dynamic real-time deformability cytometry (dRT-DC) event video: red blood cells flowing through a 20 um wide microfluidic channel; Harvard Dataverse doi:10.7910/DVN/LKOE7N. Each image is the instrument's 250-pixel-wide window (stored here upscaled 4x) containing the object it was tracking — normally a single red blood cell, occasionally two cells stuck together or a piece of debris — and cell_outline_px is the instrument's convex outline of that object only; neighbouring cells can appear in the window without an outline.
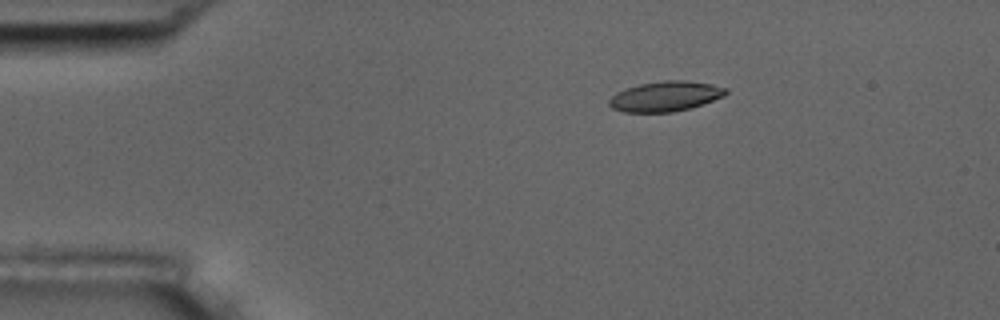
{"species": "common noctule bat (a hibernating species)", "species_latin": "Nyctalus noctula", "temperature_condition": "room temperature", "stored_images_in_passage": 5, "camera_frame_rate_fps": 3000, "um_per_image_px": 0.085, "animal": {"sex": "male", "body_mass_g": 17.5, "forearm_length_mm": 52.3}, "frame": {"image": 1, "passage_image": 3, "time_ms": 0.667, "image_size_px": [1000, 320], "cell_outline_px": [[728, 92], [724, 96], [688, 108], [672, 112], [624, 112], [612, 108], [608, 104], [608, 100], [616, 92], [624, 88], [640, 84], [664, 80], [684, 80], [712, 84], [728, 88]], "centroid_in_image_um": [56.53, 8.18], "position_along_channel_um": 28.5, "area_um2": 20.4}}